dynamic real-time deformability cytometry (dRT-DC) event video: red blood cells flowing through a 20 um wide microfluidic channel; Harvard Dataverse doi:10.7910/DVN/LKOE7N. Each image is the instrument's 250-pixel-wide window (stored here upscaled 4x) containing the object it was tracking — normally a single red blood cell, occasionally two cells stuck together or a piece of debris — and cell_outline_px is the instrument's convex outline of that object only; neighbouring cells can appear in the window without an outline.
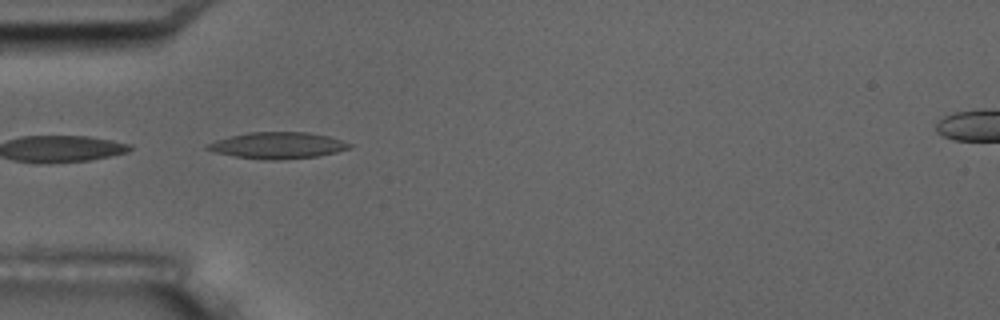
{"species": "common noctule bat (a hibernating species)", "species_latin": "Nyctalus noctula", "temperature_condition": "room temperature", "stored_images_in_passage": 6, "camera_frame_rate_fps": 3000, "um_per_image_px": 0.085, "animal": {"sex": "male", "body_mass_g": 17.5, "forearm_length_mm": 52.3}, "frame": {"image": 1, "passage_image": 1, "time_ms": 0.0, "image_size_px": [1000, 320], "cell_outline_px": [[352, 148], [336, 152], [316, 156], [276, 160], [264, 160], [236, 156], [216, 152], [204, 148], [204, 144], [228, 136], [248, 132], [308, 132], [328, 136], [352, 144]], "centroid_in_image_um": [23.57, 12.35], "position_along_channel_um": 61.4, "area_um2": 21.85}}
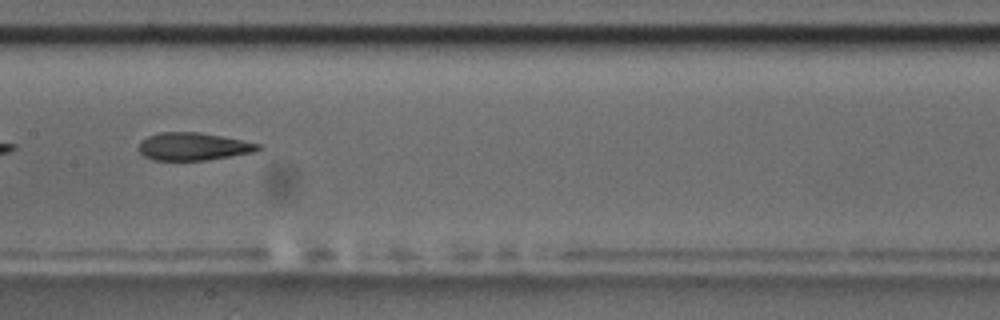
{"frame": {"image": 2, "passage_image": 4, "time_ms": 3.667, "image_size_px": [1000, 320], "cell_outline_px": [[264, 148], [252, 152], [204, 160], [152, 160], [144, 156], [136, 148], [140, 140], [148, 136], [160, 132], [200, 132], [260, 144]], "centroid_in_image_um": [16.35, 12.45], "position_along_channel_um": 191.0, "area_um2": 19.19}}